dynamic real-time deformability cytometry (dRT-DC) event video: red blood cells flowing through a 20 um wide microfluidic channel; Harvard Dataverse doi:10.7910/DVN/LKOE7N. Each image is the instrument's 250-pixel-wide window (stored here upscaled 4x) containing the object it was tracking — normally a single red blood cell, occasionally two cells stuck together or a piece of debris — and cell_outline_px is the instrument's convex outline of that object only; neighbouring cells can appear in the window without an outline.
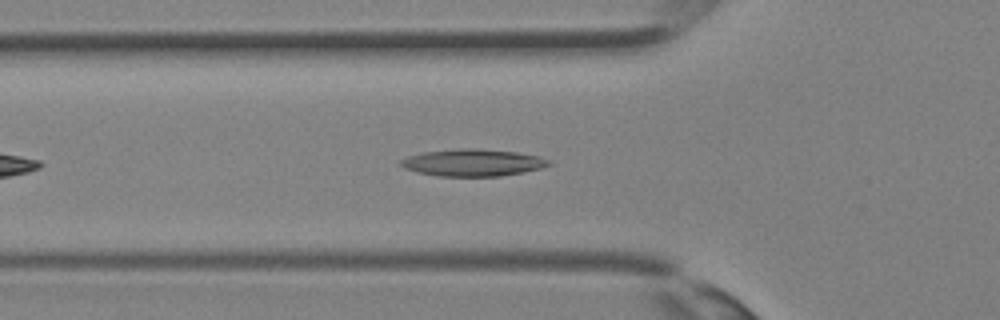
{"species": "Egyptian fruit bat (a non-hibernating species)", "species_latin": "Rousettus aegyptiacus", "temperature_condition": "room temperature", "stored_images_in_passage": 27, "camera_frame_rate_fps": 3000, "um_per_image_px": 0.085, "animal": {"sex": "female"}, "frame": {"image": 1, "passage_image": 5, "time_ms": 1.333, "image_size_px": [1000, 320], "cell_outline_px": [[552, 164], [540, 168], [500, 176], [436, 176], [416, 172], [404, 168], [400, 164], [400, 160], [408, 156], [424, 152], [460, 148], [476, 148], [516, 152], [540, 156], [552, 160]], "centroid_in_image_um": [40.19, 13.82], "position_along_channel_um": 85.6, "area_um2": 23.35}}
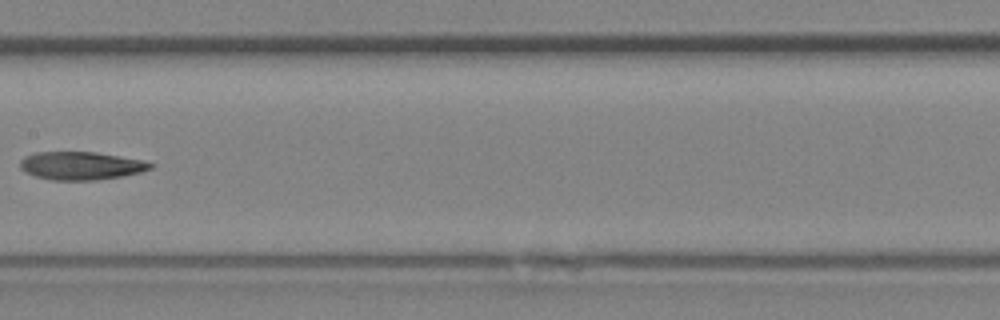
{"frame": {"image": 2, "passage_image": 11, "time_ms": 3.333, "image_size_px": [1000, 320], "cell_outline_px": [[156, 164], [152, 168], [140, 172], [120, 176], [96, 180], [52, 180], [36, 176], [20, 168], [20, 160], [24, 156], [36, 152], [96, 152], [144, 160]], "centroid_in_image_um": [6.91, 14.08], "position_along_channel_um": 200.5, "area_um2": 21.27}}
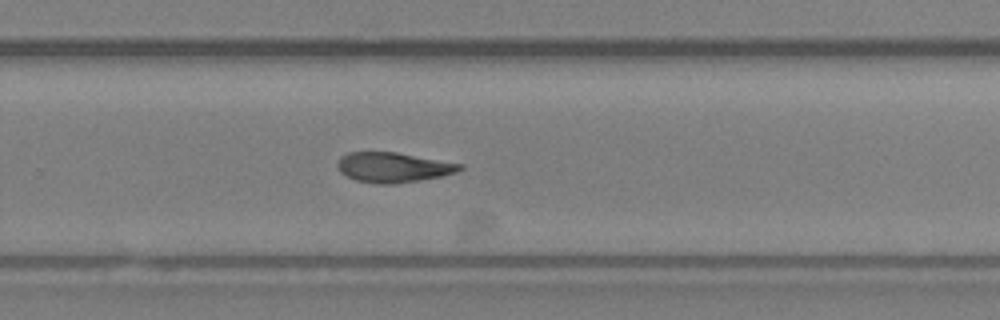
{"frame": {"image": 3, "passage_image": 16, "time_ms": 5.0, "image_size_px": [1000, 320], "cell_outline_px": [[464, 168], [456, 172], [440, 176], [420, 180], [396, 184], [380, 184], [356, 180], [340, 172], [336, 164], [340, 156], [348, 152], [396, 152], [464, 164]], "centroid_in_image_um": [33.42, 14.22], "position_along_channel_um": 296.4, "area_um2": 21.39}}